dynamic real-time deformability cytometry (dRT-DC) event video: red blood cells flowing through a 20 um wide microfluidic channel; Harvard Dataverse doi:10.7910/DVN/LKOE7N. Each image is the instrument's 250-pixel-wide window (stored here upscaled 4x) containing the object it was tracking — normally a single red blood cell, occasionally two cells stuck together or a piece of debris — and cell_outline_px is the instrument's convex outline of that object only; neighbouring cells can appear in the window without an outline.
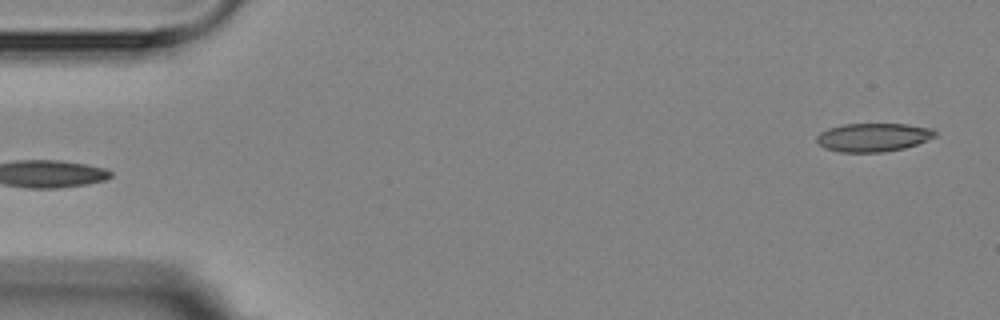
{"species": "Egyptian fruit bat (a non-hibernating species)", "species_latin": "Rousettus aegyptiacus", "temperature_condition": "room temperature", "stored_images_in_passage": 5, "segment_of_instrument_passage": [2, 2], "camera_frame_rate_fps": 3000, "um_per_image_px": 0.085, "animal": {"sex": "female"}, "frame": {"image": 1, "passage_image": 5, "time_ms": 5.667, "image_size_px": [1000, 320], "cell_outline_px": [[936, 136], [928, 140], [904, 148], [884, 152], [840, 152], [824, 148], [816, 140], [816, 136], [820, 132], [828, 128], [844, 124], [904, 124], [932, 128], [936, 132]], "centroid_in_image_um": [74.21, 11.67], "position_along_channel_um": 10.8, "area_um2": 19.65}}